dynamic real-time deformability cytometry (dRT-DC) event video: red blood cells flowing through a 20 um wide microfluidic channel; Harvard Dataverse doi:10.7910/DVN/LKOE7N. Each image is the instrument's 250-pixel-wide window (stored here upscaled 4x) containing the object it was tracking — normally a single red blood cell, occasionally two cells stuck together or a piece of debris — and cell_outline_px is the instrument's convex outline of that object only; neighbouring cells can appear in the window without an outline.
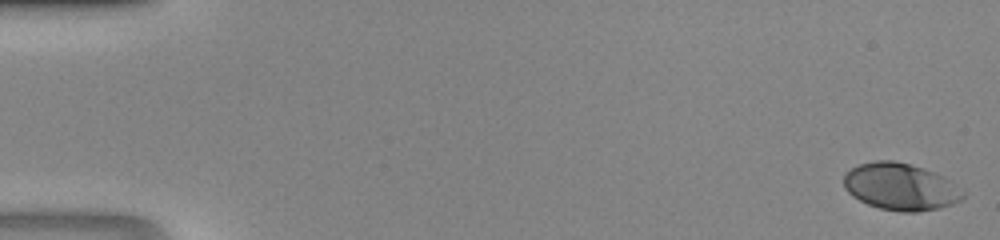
{"species": "human", "species_latin": "Homo sapiens", "temperature_condition": "room temperature", "stored_images_in_passage": 47, "camera_frame_rate_fps": 3000, "um_per_image_px": 0.085, "donor": {"sex": "male"}, "frame": {"image": 1, "passage_image": 1, "time_ms": 0.0, "image_size_px": [1000, 240], "cell_outline_px": [[964, 196], [960, 200], [952, 204], [940, 208], [916, 212], [900, 212], [880, 208], [868, 204], [852, 196], [844, 188], [844, 172], [860, 164], [876, 160], [892, 160], [924, 168], [944, 176], [964, 188]], "centroid_in_image_um": [76.57, 15.87], "position_along_channel_um": 8.4, "area_um2": 32.89}}
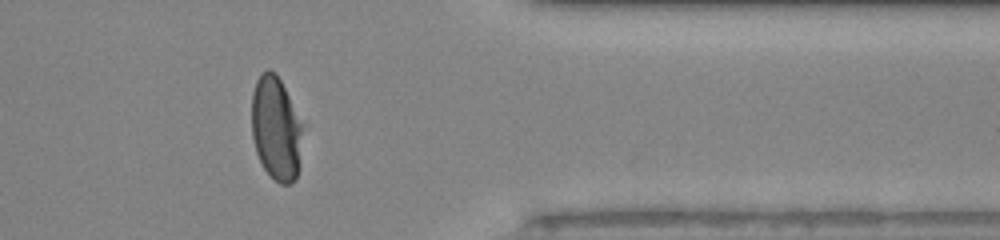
{"frame": {"image": 2, "passage_image": 39, "time_ms": 12.667, "image_size_px": [1000, 240], "cell_outline_px": [[308, 124], [300, 168], [296, 180], [292, 184], [280, 184], [264, 168], [256, 152], [252, 136], [252, 92], [256, 80], [268, 68], [276, 72]], "centroid_in_image_um": [23.59, 10.91], "position_along_channel_um": 387.8, "area_um2": 32.83}}
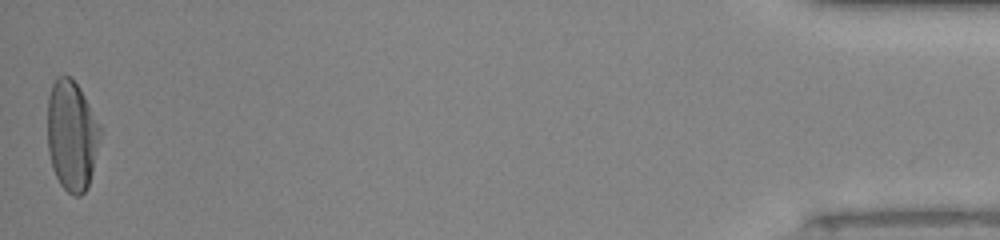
{"frame": {"image": 3, "passage_image": 47, "time_ms": 15.333, "image_size_px": [1000, 240], "cell_outline_px": [[100, 132], [92, 172], [88, 184], [84, 192], [80, 196], [72, 196], [60, 184], [52, 168], [48, 152], [48, 96], [52, 84], [56, 76], [68, 76], [80, 88], [100, 128]], "centroid_in_image_um": [6.06, 11.52], "position_along_channel_um": 429.1, "area_um2": 33.35}}